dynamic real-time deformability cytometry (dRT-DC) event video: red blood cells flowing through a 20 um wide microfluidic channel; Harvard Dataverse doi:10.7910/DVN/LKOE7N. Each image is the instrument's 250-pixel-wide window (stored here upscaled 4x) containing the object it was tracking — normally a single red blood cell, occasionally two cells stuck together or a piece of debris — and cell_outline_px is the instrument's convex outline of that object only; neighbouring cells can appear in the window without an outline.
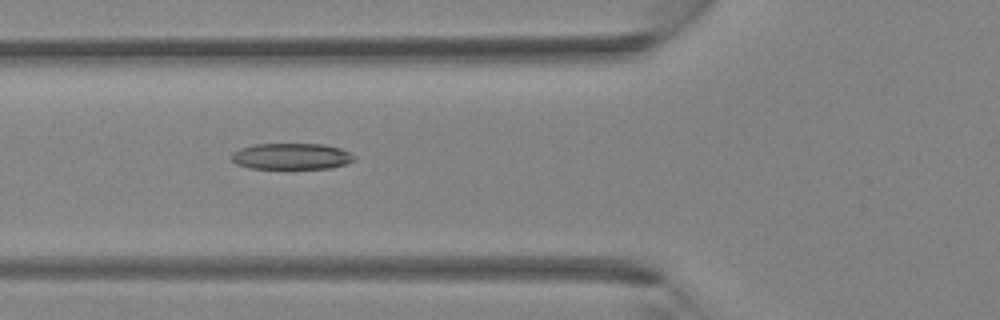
{"species": "Egyptian fruit bat (a non-hibernating species)", "species_latin": "Rousettus aegyptiacus", "temperature_condition": "room temperature", "stored_images_in_passage": 37, "camera_frame_rate_fps": 3000, "um_per_image_px": 0.085, "animal": {"sex": "female"}, "frame": {"image": 1, "passage_image": 12, "time_ms": 3.667, "image_size_px": [1000, 320], "cell_outline_px": [[356, 160], [332, 168], [248, 168], [236, 164], [228, 156], [232, 152], [240, 148], [252, 144], [324, 144], [340, 148], [356, 156]], "centroid_in_image_um": [24.74, 13.28], "position_along_channel_um": 101.1, "area_um2": 18.9}}
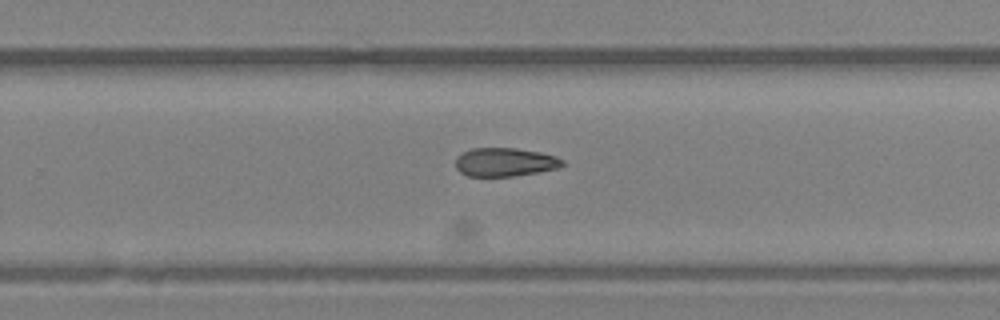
{"frame": {"image": 2, "passage_image": 23, "time_ms": 7.333, "image_size_px": [1000, 320], "cell_outline_px": [[564, 164], [556, 168], [536, 172], [512, 176], [468, 176], [460, 172], [456, 168], [456, 156], [472, 148], [516, 148], [540, 152], [556, 156], [564, 160]], "centroid_in_image_um": [42.9, 13.77], "position_along_channel_um": 286.9, "area_um2": 17.69}}
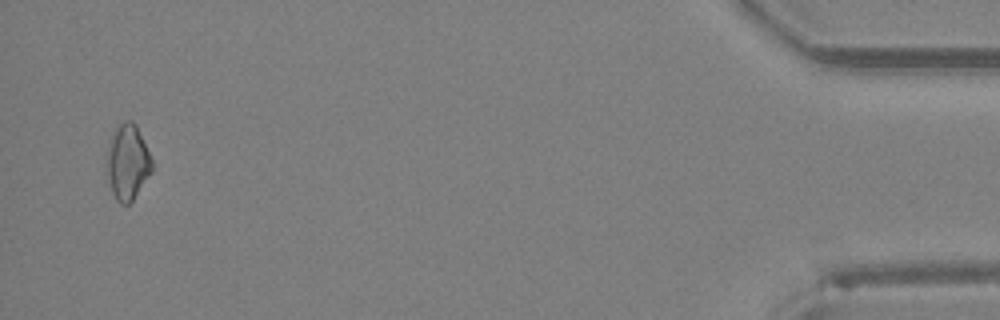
{"frame": {"image": 3, "passage_image": 36, "time_ms": 11.667, "image_size_px": [1000, 320], "cell_outline_px": [[152, 172], [132, 200], [128, 204], [120, 204], [116, 200], [112, 192], [108, 176], [104, 156], [116, 124], [124, 120], [132, 120], [136, 124], [152, 160]], "centroid_in_image_um": [10.81, 13.74], "position_along_channel_um": 424.4, "area_um2": 20.06}}